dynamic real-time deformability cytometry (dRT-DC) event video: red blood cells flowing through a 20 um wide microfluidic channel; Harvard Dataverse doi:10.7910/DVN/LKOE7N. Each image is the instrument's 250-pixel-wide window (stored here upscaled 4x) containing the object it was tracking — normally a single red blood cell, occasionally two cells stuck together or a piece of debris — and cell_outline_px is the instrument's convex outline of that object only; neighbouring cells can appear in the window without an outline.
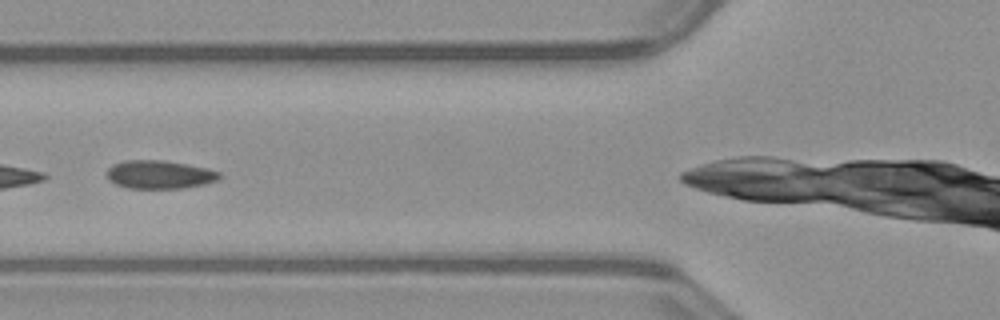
{"species": "common noctule bat (a hibernating species)", "species_latin": "Nyctalus noctula", "temperature_condition": "warm", "stored_images_in_passage": 21, "camera_frame_rate_fps": 3000, "um_per_image_px": 0.085, "animal": {"sex": "male", "body_mass_g": 23.1, "forearm_length_mm": 52.7}, "frame": {"image": 1, "passage_image": 7, "time_ms": 2.0, "image_size_px": [1000, 320], "cell_outline_px": [[220, 176], [216, 180], [204, 184], [184, 188], [128, 188], [116, 184], [108, 180], [108, 168], [112, 164], [124, 160], [164, 160], [204, 168], [220, 172]], "centroid_in_image_um": [13.51, 14.83], "position_along_channel_um": 112.3, "area_um2": 18.38}}
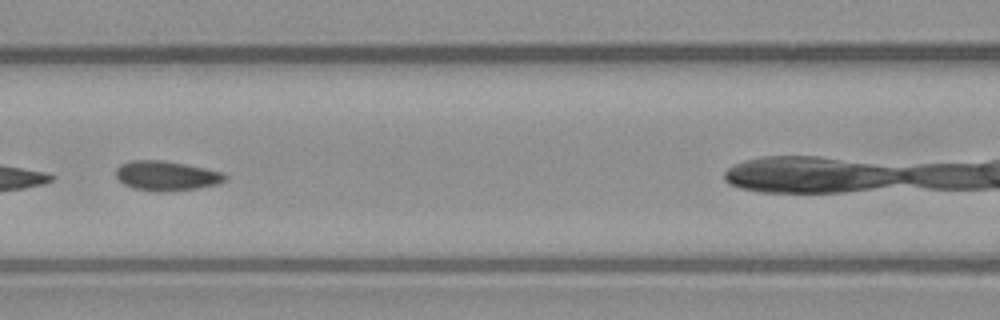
{"frame": {"image": 2, "passage_image": 10, "time_ms": 3.0, "image_size_px": [1000, 320], "cell_outline_px": [[228, 176], [224, 180], [216, 184], [196, 188], [164, 192], [152, 192], [132, 188], [124, 184], [116, 176], [116, 168], [120, 164], [132, 160], [164, 160], [224, 172]], "centroid_in_image_um": [14.11, 14.94], "position_along_channel_um": 152.5, "area_um2": 18.9}}